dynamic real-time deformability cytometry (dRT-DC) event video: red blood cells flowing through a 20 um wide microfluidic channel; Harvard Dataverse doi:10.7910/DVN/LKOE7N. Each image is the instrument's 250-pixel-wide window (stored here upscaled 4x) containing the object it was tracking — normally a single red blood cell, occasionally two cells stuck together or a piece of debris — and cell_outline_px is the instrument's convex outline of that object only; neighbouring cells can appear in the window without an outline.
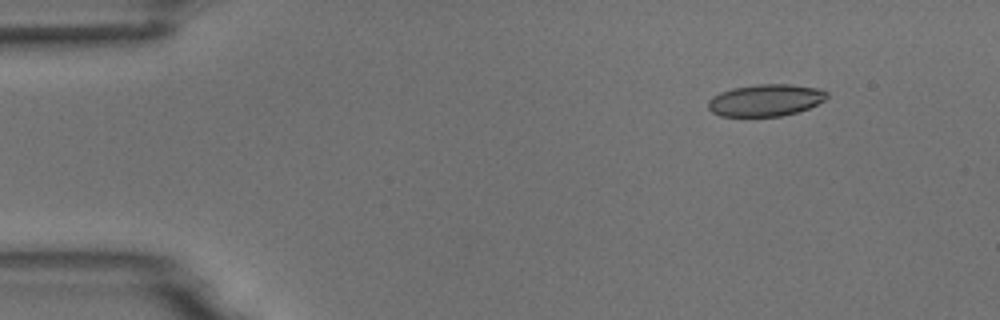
{"species": "common noctule bat (a hibernating species)", "species_latin": "Nyctalus noctula", "temperature_condition": "room temperature", "stored_images_in_passage": 4, "camera_frame_rate_fps": 3000, "um_per_image_px": 0.085, "animal": {"sex": "male", "body_mass_g": 18.8}, "frame": {"image": 1, "passage_image": 1, "time_ms": 0.0, "image_size_px": [1000, 320], "cell_outline_px": [[828, 96], [824, 100], [808, 108], [796, 112], [780, 116], [720, 116], [712, 112], [708, 108], [708, 100], [712, 96], [720, 92], [732, 88], [756, 84], [792, 84], [816, 88], [828, 92]], "centroid_in_image_um": [65.04, 8.51], "position_along_channel_um": 20.0, "area_um2": 22.08}}